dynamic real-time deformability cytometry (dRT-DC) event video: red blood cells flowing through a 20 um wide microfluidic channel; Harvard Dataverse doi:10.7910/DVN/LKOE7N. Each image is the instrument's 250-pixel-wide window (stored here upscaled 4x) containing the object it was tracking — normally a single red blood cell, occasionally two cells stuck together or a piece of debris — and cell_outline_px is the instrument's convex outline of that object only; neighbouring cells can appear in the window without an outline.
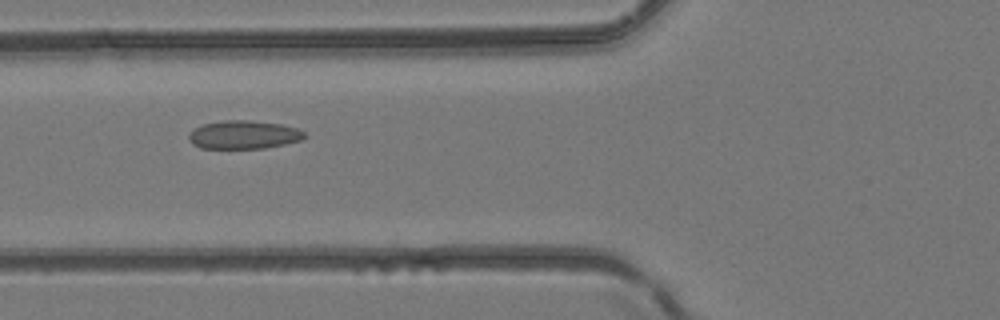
{"species": "common noctule bat (a hibernating species)", "species_latin": "Nyctalus noctula", "temperature_condition": "room temperature", "stored_images_in_passage": 5, "camera_frame_rate_fps": 3000, "um_per_image_px": 0.085, "animal": {"sex": "female", "body_mass_g": 24.6, "forearm_length_mm": 56.2}, "frame": {"image": 1, "passage_image": 5, "time_ms": 1.333, "image_size_px": [1000, 320], "cell_outline_px": [[308, 136], [300, 140], [284, 144], [264, 148], [200, 148], [192, 144], [188, 140], [188, 132], [204, 124], [224, 120], [248, 120], [280, 124], [296, 128], [304, 132]], "centroid_in_image_um": [20.69, 11.45], "position_along_channel_um": 105.1, "area_um2": 19.07}}